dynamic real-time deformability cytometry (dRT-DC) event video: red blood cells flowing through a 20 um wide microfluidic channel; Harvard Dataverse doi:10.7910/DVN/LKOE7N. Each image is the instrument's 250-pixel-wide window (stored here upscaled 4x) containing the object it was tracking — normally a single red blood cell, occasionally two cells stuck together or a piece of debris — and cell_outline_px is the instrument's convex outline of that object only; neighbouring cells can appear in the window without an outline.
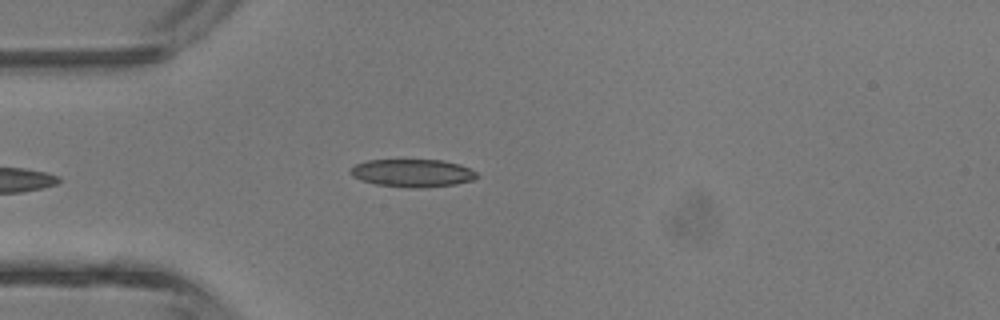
{"species": "common noctule bat (a hibernating species)", "species_latin": "Nyctalus noctula", "temperature_condition": "room temperature", "stored_images_in_passage": 4, "camera_frame_rate_fps": 3000, "um_per_image_px": 0.085, "animal": {"sex": "male", "body_mass_g": 13.3}, "frame": {"image": 1, "passage_image": 4, "time_ms": 4.333, "image_size_px": [1000, 320], "cell_outline_px": [[480, 176], [472, 180], [456, 184], [420, 188], [412, 188], [376, 184], [360, 180], [352, 176], [352, 168], [356, 164], [368, 160], [444, 160], [460, 164], [476, 172]], "centroid_in_image_um": [35.1, 14.71], "position_along_channel_um": 49.9, "area_um2": 20.4}}